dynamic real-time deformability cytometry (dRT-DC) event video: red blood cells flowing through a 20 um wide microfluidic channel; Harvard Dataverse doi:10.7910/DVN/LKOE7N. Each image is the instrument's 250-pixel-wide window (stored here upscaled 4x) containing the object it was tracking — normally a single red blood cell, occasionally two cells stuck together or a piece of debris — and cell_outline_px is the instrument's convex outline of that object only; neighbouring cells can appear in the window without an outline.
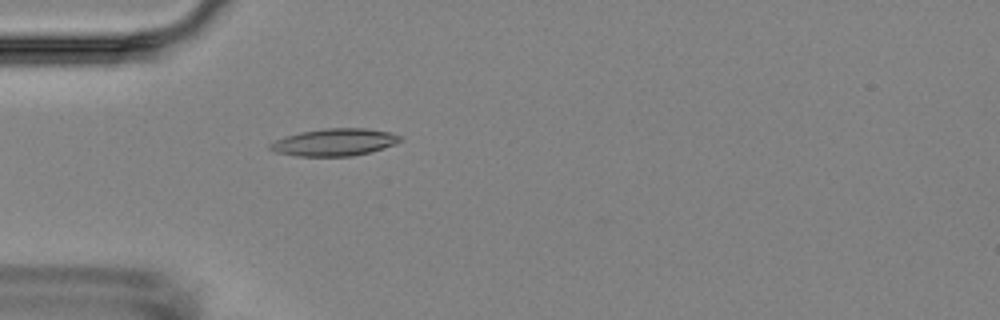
{"species": "Egyptian fruit bat (a non-hibernating species)", "species_latin": "Rousettus aegyptiacus", "temperature_condition": "room temperature", "stored_images_in_passage": 3, "camera_frame_rate_fps": 3000, "um_per_image_px": 0.085, "animal": {"sex": "female"}, "frame": {"image": 1, "passage_image": 3, "time_ms": 4.667, "image_size_px": [1000, 320], "cell_outline_px": [[400, 140], [392, 144], [368, 152], [352, 156], [296, 156], [276, 152], [268, 148], [268, 144], [284, 136], [300, 132], [324, 128], [364, 128], [392, 132], [400, 136]], "centroid_in_image_um": [28.36, 12.08], "position_along_channel_um": 56.6, "area_um2": 20.46}}